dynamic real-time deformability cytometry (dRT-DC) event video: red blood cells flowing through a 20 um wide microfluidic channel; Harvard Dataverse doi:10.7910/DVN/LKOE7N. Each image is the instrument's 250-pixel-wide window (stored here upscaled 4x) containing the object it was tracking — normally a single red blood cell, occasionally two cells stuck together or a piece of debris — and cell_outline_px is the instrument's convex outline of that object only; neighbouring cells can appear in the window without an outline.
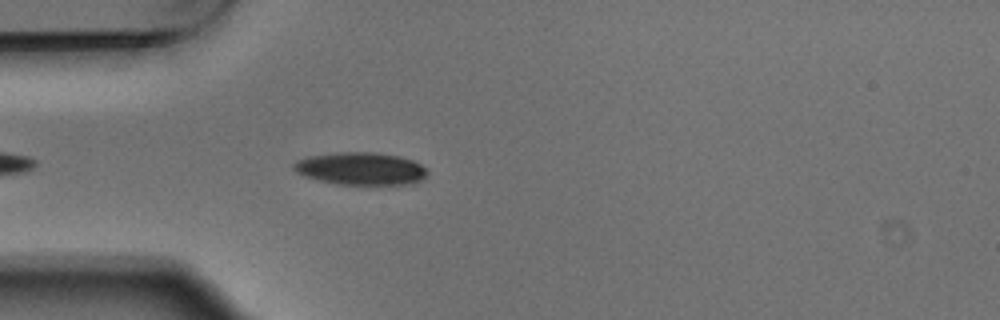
{"species": "Egyptian fruit bat (a non-hibernating species)", "species_latin": "Rousettus aegyptiacus", "temperature_condition": "warm", "stored_images_in_passage": 1, "camera_frame_rate_fps": 3000, "um_per_image_px": 0.085, "animal": {"sex": "male"}, "frame": {"image": 1, "passage_image": 1, "time_ms": 0.0, "image_size_px": [1000, 320], "cell_outline_px": [[428, 172], [420, 180], [408, 184], [336, 184], [304, 176], [296, 172], [292, 168], [292, 164], [296, 160], [308, 156], [340, 152], [376, 152], [400, 156], [412, 160], [420, 164]], "centroid_in_image_um": [30.62, 14.32], "position_along_channel_um": 54.4, "area_um2": 25.26}}